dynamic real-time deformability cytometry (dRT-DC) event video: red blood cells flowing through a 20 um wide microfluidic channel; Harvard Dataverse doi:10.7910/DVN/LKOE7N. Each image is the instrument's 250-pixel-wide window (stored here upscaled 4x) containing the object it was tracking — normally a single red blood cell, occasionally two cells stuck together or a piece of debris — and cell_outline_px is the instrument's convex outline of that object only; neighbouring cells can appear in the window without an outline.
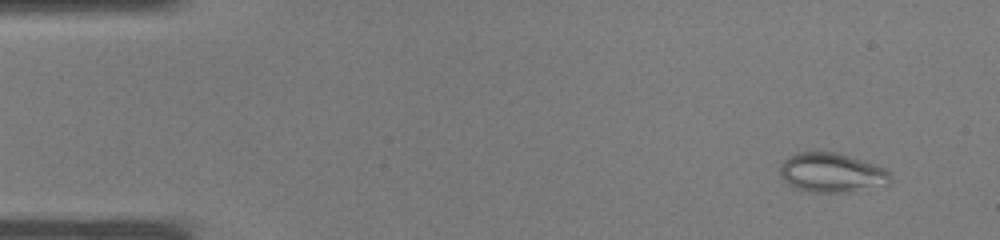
{"species": "common noctule bat (a hibernating species)", "species_latin": "Nyctalus noctula", "temperature_condition": "warm", "stored_images_in_passage": 35, "camera_frame_rate_fps": 3000, "um_per_image_px": 0.085, "animal": {"sex": "male", "body_mass_g": 19.0, "forearm_length_mm": 50.8}, "frame": {"image": 1, "passage_image": 1, "time_ms": 0.0, "image_size_px": [1000, 240], "cell_outline_px": [[892, 184], [888, 188], [848, 192], [812, 192], [796, 188], [788, 184], [780, 176], [780, 164], [788, 156], [796, 152], [836, 152], [884, 168], [892, 176]], "centroid_in_image_um": [70.76, 14.71], "position_along_channel_um": 14.2, "area_um2": 25.84}}
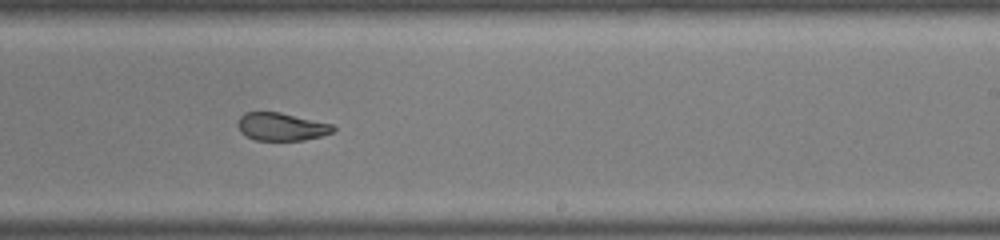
{"frame": {"image": 2, "passage_image": 21, "time_ms": 6.667, "image_size_px": [1000, 240], "cell_outline_px": [[336, 128], [332, 132], [320, 136], [304, 140], [256, 140], [240, 132], [236, 124], [236, 120], [244, 112], [280, 112], [332, 124]], "centroid_in_image_um": [23.87, 10.76], "position_along_channel_um": 265.1, "area_um2": 15.49}}
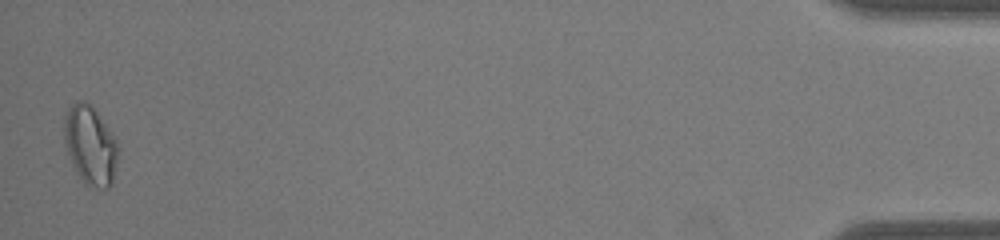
{"frame": {"image": 3, "passage_image": 35, "time_ms": 11.333, "image_size_px": [1000, 240], "cell_outline_px": [[120, 152], [112, 184], [108, 188], [92, 188], [84, 184], [76, 172], [68, 152], [64, 140], [64, 116], [68, 108], [76, 100], [84, 100], [92, 104], [116, 140]], "centroid_in_image_um": [7.69, 12.35], "position_along_channel_um": 427.5, "area_um2": 25.14}}